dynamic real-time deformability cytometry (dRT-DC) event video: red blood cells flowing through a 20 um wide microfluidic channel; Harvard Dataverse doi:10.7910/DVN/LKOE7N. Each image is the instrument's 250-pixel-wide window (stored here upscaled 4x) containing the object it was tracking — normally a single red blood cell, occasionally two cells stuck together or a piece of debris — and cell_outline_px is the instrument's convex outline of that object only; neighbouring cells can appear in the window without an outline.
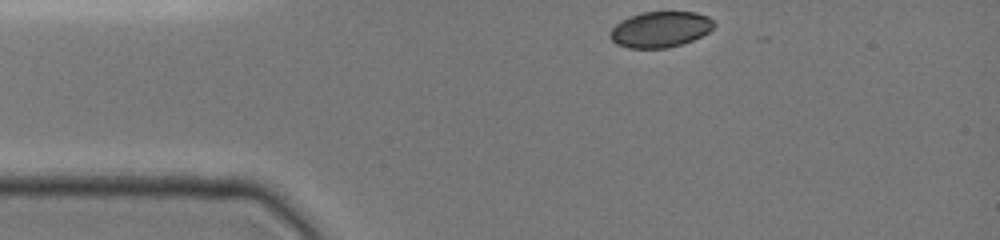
{"species": "common noctule bat (a hibernating species)", "species_latin": "Nyctalus noctula", "temperature_condition": "cold", "stored_images_in_passage": 39, "camera_frame_rate_fps": 3000, "um_per_image_px": 0.085, "animal": {"sex": "female", "body_mass_g": 19.0, "forearm_length_mm": 51.5}, "frame": {"image": 1, "passage_image": 1, "time_ms": 0.0, "image_size_px": [1000, 240], "cell_outline_px": [[716, 24], [708, 32], [692, 40], [668, 48], [628, 48], [616, 44], [608, 36], [608, 32], [620, 20], [628, 16], [640, 12], [696, 12], [708, 16]], "centroid_in_image_um": [56.08, 2.49], "position_along_channel_um": 28.9, "area_um2": 21.85}}
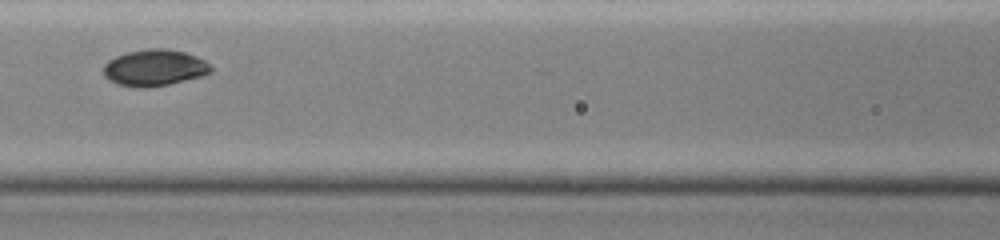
{"frame": {"image": 2, "passage_image": 14, "time_ms": 4.333, "image_size_px": [1000, 240], "cell_outline_px": [[212, 72], [200, 76], [168, 84], [148, 88], [136, 88], [116, 84], [108, 80], [104, 76], [104, 64], [108, 60], [116, 56], [128, 52], [148, 48], [164, 48], [184, 52], [204, 60], [212, 68]], "centroid_in_image_um": [13.08, 5.77], "position_along_channel_um": 153.5, "area_um2": 22.77}}
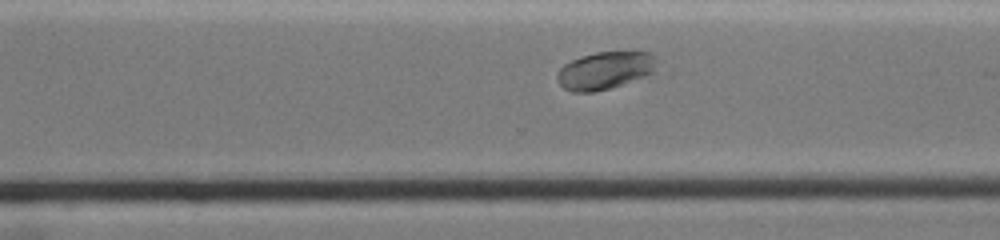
{"frame": {"image": 3, "passage_image": 30, "time_ms": 8.667, "image_size_px": [1000, 240], "cell_outline_px": [[656, 56], [652, 72], [644, 76], [612, 88], [592, 92], [572, 92], [564, 88], [556, 80], [556, 72], [564, 64], [580, 56], [596, 52], [648, 52]], "centroid_in_image_um": [51.35, 5.99], "position_along_channel_um": 319.2, "area_um2": 21.68}, "authors_computed_cell_mechanics": {"area_um2": 22.4264, "velocity_mm_per_s": 3.8209, "shape_relaxation_time_tau1_ms": 1.3752, "shape_relaxation_time_tau2_ms": null, "deformation_change_tau1": 0.0669, "deformation_change_tau2": null}}